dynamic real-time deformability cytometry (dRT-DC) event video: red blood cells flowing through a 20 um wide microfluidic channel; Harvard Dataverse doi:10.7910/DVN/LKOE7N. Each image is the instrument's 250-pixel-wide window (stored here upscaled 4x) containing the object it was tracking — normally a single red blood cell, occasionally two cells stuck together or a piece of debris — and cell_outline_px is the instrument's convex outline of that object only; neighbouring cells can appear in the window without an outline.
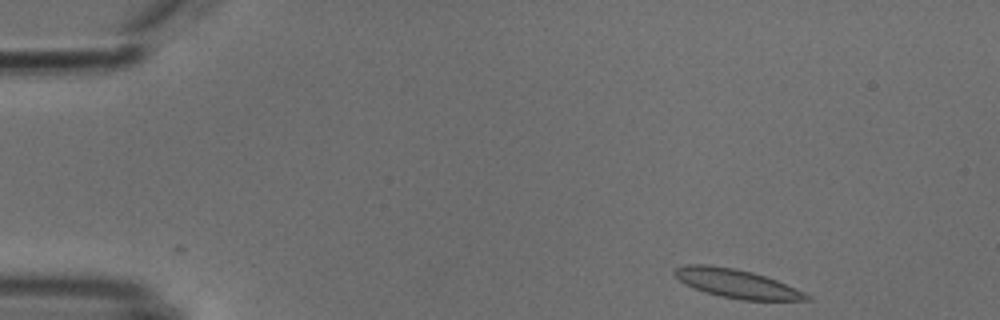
{"species": "common noctule bat (a hibernating species)", "species_latin": "Nyctalus noctula", "temperature_condition": "cold", "stored_images_in_passage": 48, "camera_frame_rate_fps": 3000, "um_per_image_px": 0.085, "animal": {"sex": "male", "body_mass_g": 18.8}, "frame": {"image": 1, "passage_image": 1, "time_ms": 0.0, "image_size_px": [1000, 320], "cell_outline_px": [[812, 300], [740, 300], [720, 296], [704, 292], [692, 288], [684, 284], [672, 272], [676, 268], [688, 264], [708, 264], [736, 268], [752, 272], [776, 280], [804, 292], [812, 296]], "centroid_in_image_um": [62.59, 24.1], "position_along_channel_um": 22.4, "area_um2": 22.14}}
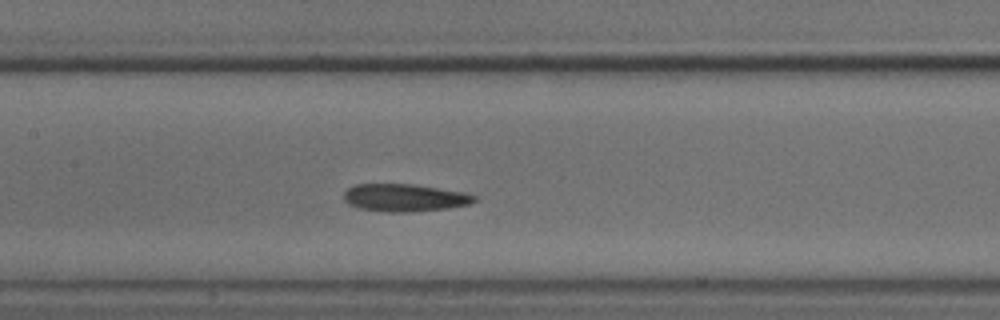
{"frame": {"image": 2, "passage_image": 20, "time_ms": 6.333, "image_size_px": [1000, 320], "cell_outline_px": [[476, 200], [468, 204], [448, 208], [404, 212], [384, 212], [360, 208], [348, 204], [344, 200], [344, 192], [348, 188], [356, 184], [412, 184], [464, 192], [476, 196]], "centroid_in_image_um": [34.36, 16.8], "position_along_channel_um": 173.0, "area_um2": 20.81}}
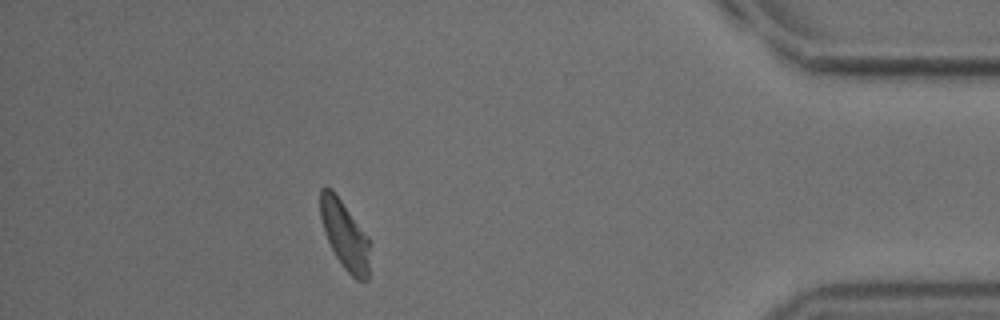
{"frame": {"image": 3, "passage_image": 42, "time_ms": 13.667, "image_size_px": [1000, 320], "cell_outline_px": [[372, 244], [368, 280], [356, 280], [344, 268], [336, 256], [328, 240], [320, 216], [320, 188], [324, 184], [332, 188], [368, 236]], "centroid_in_image_um": [29.34, 19.97], "position_along_channel_um": 405.9, "area_um2": 20.06}}